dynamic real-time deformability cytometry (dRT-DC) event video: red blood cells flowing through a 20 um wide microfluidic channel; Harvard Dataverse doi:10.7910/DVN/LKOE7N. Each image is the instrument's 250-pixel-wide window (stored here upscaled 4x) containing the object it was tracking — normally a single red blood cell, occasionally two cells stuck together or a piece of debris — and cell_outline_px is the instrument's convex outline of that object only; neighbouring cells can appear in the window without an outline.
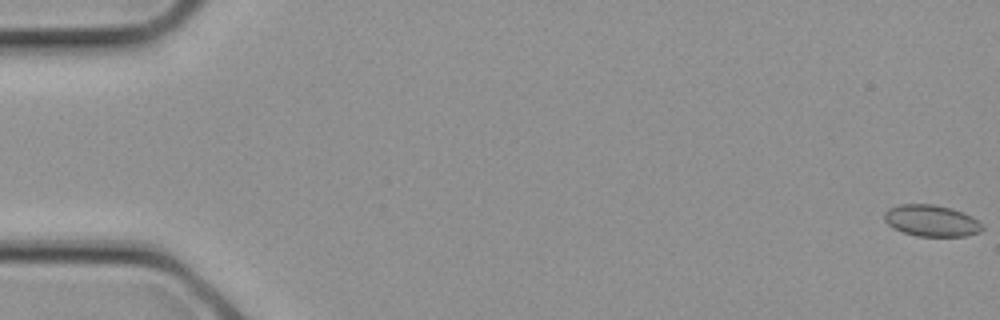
{"species": "common noctule bat (a hibernating species)", "species_latin": "Nyctalus noctula", "temperature_condition": "cold", "stored_images_in_passage": 4, "camera_frame_rate_fps": 3000, "um_per_image_px": 0.085, "animal": {"sex": "female", "body_mass_g": 21.9}, "frame": {"image": 1, "passage_image": 1, "time_ms": 0.0, "image_size_px": [1000, 320], "cell_outline_px": [[984, 228], [980, 232], [964, 236], [916, 236], [904, 232], [888, 224], [884, 220], [884, 212], [888, 208], [900, 204], [936, 204], [952, 208], [972, 216], [984, 224]], "centroid_in_image_um": [79.2, 18.75], "position_along_channel_um": 5.8, "area_um2": 18.09}}